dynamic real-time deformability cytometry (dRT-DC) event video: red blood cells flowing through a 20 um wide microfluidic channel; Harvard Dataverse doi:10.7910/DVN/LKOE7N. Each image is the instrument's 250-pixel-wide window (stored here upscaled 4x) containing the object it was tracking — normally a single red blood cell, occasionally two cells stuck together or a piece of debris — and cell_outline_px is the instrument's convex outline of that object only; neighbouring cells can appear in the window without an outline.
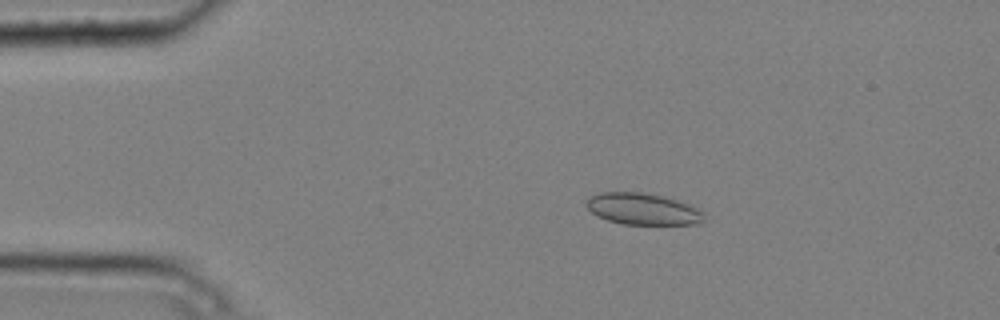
{"species": "common noctule bat (a hibernating species)", "species_latin": "Nyctalus noctula", "temperature_condition": "cold", "stored_images_in_passage": 4, "camera_frame_rate_fps": 3000, "um_per_image_px": 0.085, "animal": {"sex": "male", "body_mass_g": 20.4}, "frame": {"image": 1, "passage_image": 3, "time_ms": 0.667, "image_size_px": [1000, 320], "cell_outline_px": [[704, 220], [696, 224], [624, 224], [608, 220], [596, 216], [584, 204], [584, 200], [600, 192], [640, 192], [664, 196], [700, 208], [704, 212]], "centroid_in_image_um": [54.63, 17.76], "position_along_channel_um": 30.4, "area_um2": 21.73}}